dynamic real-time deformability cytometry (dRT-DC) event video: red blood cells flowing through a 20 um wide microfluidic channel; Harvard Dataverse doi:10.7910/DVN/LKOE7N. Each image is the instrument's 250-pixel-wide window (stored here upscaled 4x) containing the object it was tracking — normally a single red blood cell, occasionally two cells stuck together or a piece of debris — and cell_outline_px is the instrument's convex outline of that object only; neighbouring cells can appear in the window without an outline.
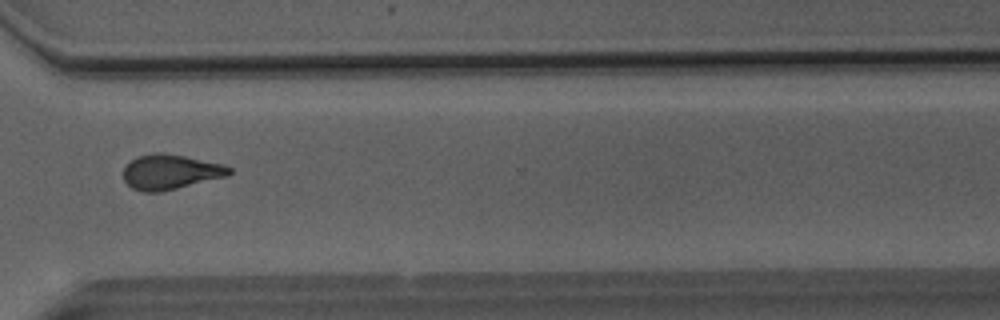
{"species": "Egyptian fruit bat (a non-hibernating species)", "species_latin": "Rousettus aegyptiacus", "temperature_condition": "room temperature", "stored_images_in_passage": 44, "camera_frame_rate_fps": 3000, "um_per_image_px": 0.085, "animal": {"sex": "male"}, "frame": {"image": 1, "passage_image": 34, "time_ms": 11.0, "image_size_px": [1000, 320], "cell_outline_px": [[232, 172], [228, 176], [160, 192], [144, 192], [132, 188], [124, 180], [124, 168], [136, 156], [156, 152], [164, 152], [224, 164], [232, 168]], "centroid_in_image_um": [14.5, 14.6], "position_along_channel_um": 356.1, "area_um2": 21.56}}
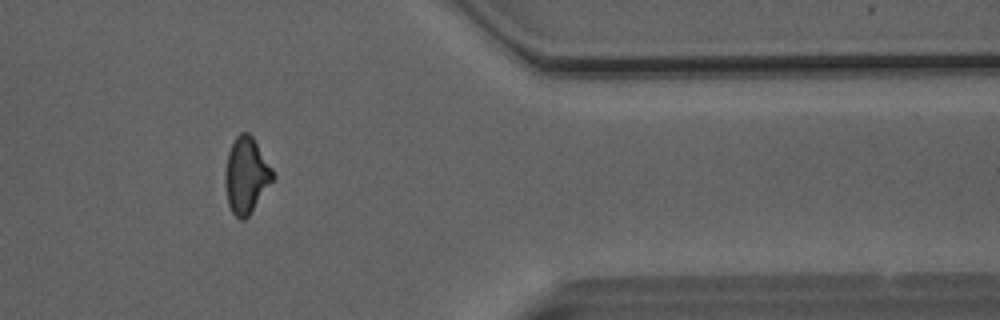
{"frame": {"image": 2, "passage_image": 38, "time_ms": 12.333, "image_size_px": [1000, 320], "cell_outline_px": [[276, 176], [248, 216], [244, 220], [240, 220], [232, 212], [228, 204], [224, 180], [224, 172], [228, 152], [236, 136], [240, 132], [248, 132], [252, 136], [272, 168]], "centroid_in_image_um": [20.92, 14.9], "position_along_channel_um": 390.5, "area_um2": 21.04}}